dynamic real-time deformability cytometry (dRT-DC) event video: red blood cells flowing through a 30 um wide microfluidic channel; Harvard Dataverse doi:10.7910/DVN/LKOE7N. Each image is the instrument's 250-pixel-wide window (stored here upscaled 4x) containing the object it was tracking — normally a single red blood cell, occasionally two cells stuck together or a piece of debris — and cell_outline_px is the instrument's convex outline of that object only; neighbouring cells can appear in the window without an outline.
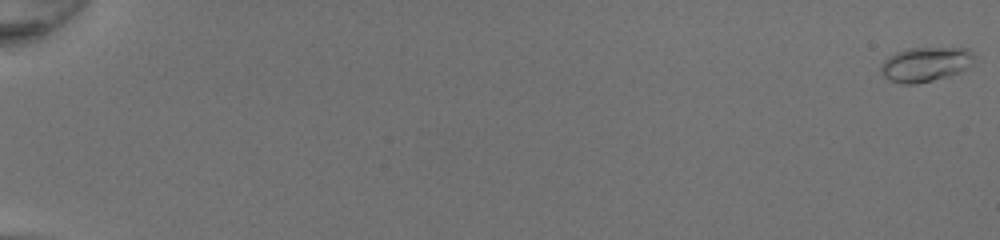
{"species": "common noctule bat (a hibernating species)", "species_latin": "Nyctalus noctula", "temperature_condition": "room temperature", "stored_images_in_passage": 51, "camera_frame_rate_fps": 3000, "um_per_image_px": 0.085, "animal": {"sex": "female", "body_mass_g": 20.0, "forearm_length_mm": 54.0}, "frame": {"image": 1, "passage_image": 1, "time_ms": 0.0, "image_size_px": [1000, 240], "cell_outline_px": [[976, 56], [972, 64], [968, 68], [960, 72], [948, 76], [916, 84], [900, 84], [888, 80], [880, 72], [880, 68], [884, 60], [888, 56], [896, 52], [908, 48], [968, 48]], "centroid_in_image_um": [78.67, 5.47], "position_along_channel_um": 6.3, "area_um2": 19.02}}
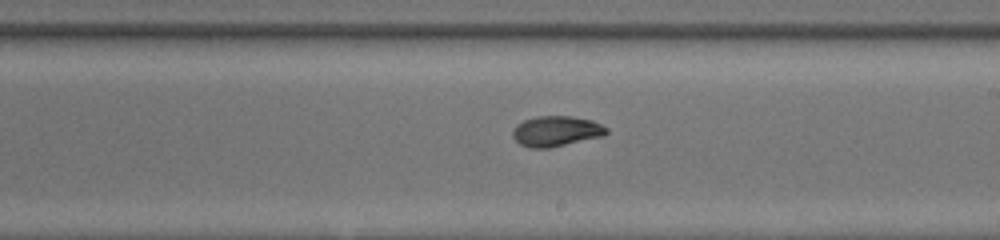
{"frame": {"image": 2, "passage_image": 33, "time_ms": 10.667, "image_size_px": [1000, 240], "cell_outline_px": [[608, 132], [604, 136], [548, 148], [532, 148], [520, 144], [512, 136], [512, 132], [516, 124], [524, 120], [536, 116], [572, 116], [592, 120], [608, 128]], "centroid_in_image_um": [47.28, 11.14], "position_along_channel_um": 241.7, "area_um2": 16.65}}
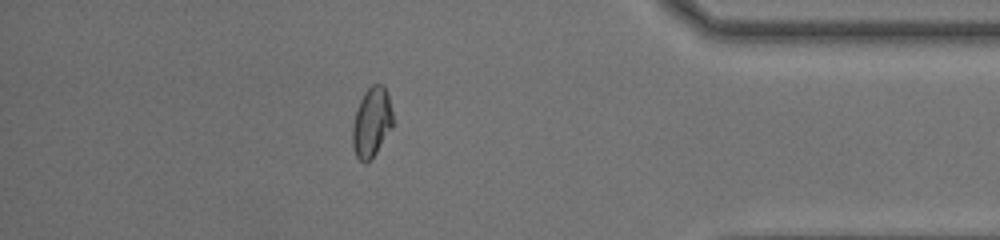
{"frame": {"image": 3, "passage_image": 46, "time_ms": 15.0, "image_size_px": [1000, 240], "cell_outline_px": [[392, 128], [376, 152], [364, 164], [356, 156], [352, 148], [352, 128], [356, 108], [364, 92], [372, 84], [384, 84], [388, 96], [392, 112]], "centroid_in_image_um": [31.57, 10.38], "position_along_channel_um": 403.6, "area_um2": 16.36}, "authors_computed_cell_mechanics": {"area_um2": 16.473, "velocity_mm_per_s": 4.3347, "shape_relaxation_time_tau1_ms": 4.7987, "shape_relaxation_time_tau2_ms": 1.7178, "deformation_change_tau1": 0.1977, "deformation_change_tau2": 0.0323}}